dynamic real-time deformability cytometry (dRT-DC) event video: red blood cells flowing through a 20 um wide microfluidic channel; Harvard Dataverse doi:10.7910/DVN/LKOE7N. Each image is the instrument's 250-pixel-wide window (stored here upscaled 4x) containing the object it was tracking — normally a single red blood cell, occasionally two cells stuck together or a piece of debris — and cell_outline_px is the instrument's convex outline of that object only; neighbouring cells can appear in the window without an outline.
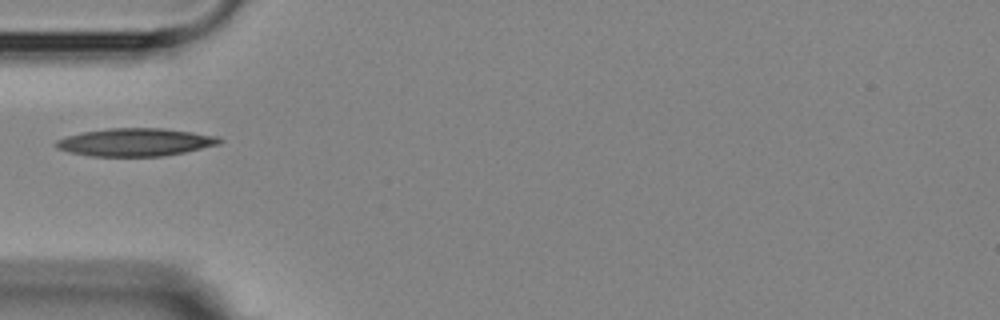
{"species": "Egyptian fruit bat (a non-hibernating species)", "species_latin": "Rousettus aegyptiacus", "temperature_condition": "room temperature", "stored_images_in_passage": 4, "camera_frame_rate_fps": 3000, "um_per_image_px": 0.085, "animal": {"sex": "female"}, "frame": {"image": 1, "passage_image": 1, "time_ms": 0.0, "image_size_px": [1000, 320], "cell_outline_px": [[224, 140], [220, 144], [184, 152], [164, 156], [92, 156], [68, 152], [56, 148], [52, 144], [56, 140], [80, 132], [108, 128], [164, 128], [220, 136]], "centroid_in_image_um": [11.5, 12.08], "position_along_channel_um": 73.5, "area_um2": 26.76}}
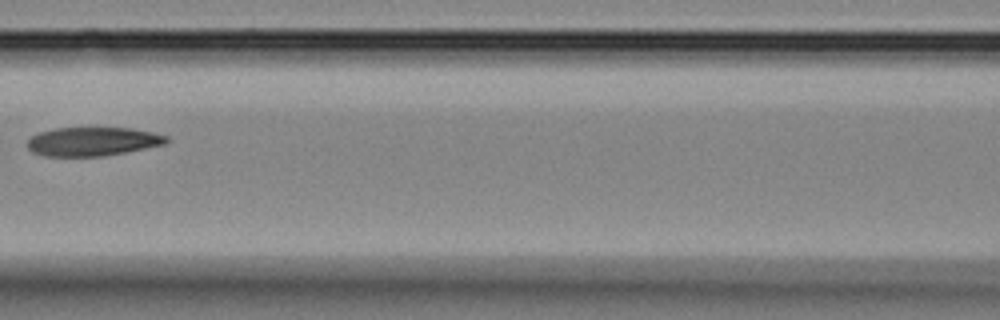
{"frame": {"image": 2, "passage_image": 3, "time_ms": 2.333, "image_size_px": [1000, 320], "cell_outline_px": [[172, 140], [164, 144], [104, 156], [44, 156], [32, 152], [28, 148], [28, 140], [32, 136], [40, 132], [56, 128], [132, 128], [152, 132], [168, 136]], "centroid_in_image_um": [7.89, 12.02], "position_along_channel_um": 158.7, "area_um2": 23.24}}
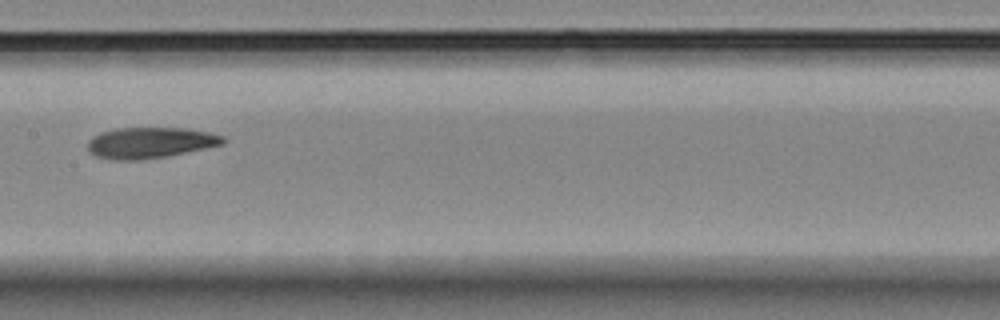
{"frame": {"image": 3, "passage_image": 4, "time_ms": 3.333, "image_size_px": [1000, 320], "cell_outline_px": [[228, 140], [224, 144], [168, 156], [140, 160], [112, 160], [96, 156], [88, 152], [88, 140], [92, 136], [100, 132], [116, 128], [188, 128], [208, 132], [224, 136]], "centroid_in_image_um": [12.76, 12.13], "position_along_channel_um": 194.6, "area_um2": 24.68}}